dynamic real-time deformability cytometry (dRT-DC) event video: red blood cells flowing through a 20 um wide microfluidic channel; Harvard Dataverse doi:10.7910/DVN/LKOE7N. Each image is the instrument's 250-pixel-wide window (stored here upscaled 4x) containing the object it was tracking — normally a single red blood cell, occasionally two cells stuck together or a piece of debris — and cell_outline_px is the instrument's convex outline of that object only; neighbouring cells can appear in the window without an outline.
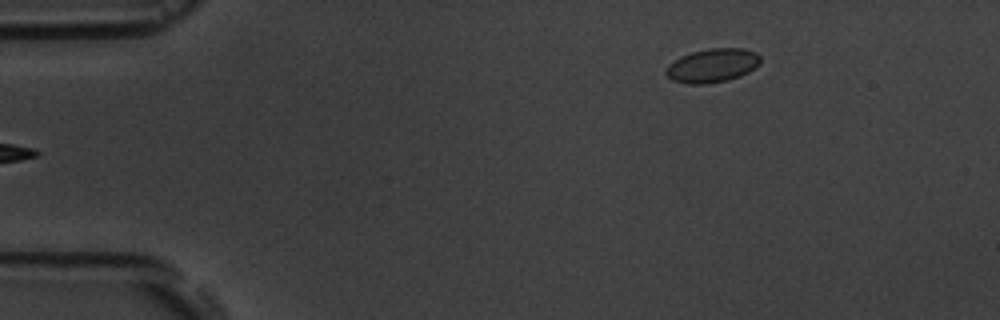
{"species": "common noctule bat (a hibernating species)", "species_latin": "Nyctalus noctula", "temperature_condition": "room temperature", "stored_images_in_passage": 5, "camera_frame_rate_fps": 3000, "um_per_image_px": 0.085, "animal": {"sex": "male", "body_mass_g": 19.5, "forearm_length_mm": 54.6}, "frame": {"image": 1, "passage_image": 5, "time_ms": 5.667, "image_size_px": [1000, 320], "cell_outline_px": [[760, 64], [748, 72], [740, 76], [728, 80], [704, 84], [688, 84], [672, 80], [664, 72], [668, 64], [680, 56], [692, 52], [708, 48], [744, 48], [756, 52], [760, 56]], "centroid_in_image_um": [60.55, 5.56], "position_along_channel_um": 24.5, "area_um2": 18.73}}